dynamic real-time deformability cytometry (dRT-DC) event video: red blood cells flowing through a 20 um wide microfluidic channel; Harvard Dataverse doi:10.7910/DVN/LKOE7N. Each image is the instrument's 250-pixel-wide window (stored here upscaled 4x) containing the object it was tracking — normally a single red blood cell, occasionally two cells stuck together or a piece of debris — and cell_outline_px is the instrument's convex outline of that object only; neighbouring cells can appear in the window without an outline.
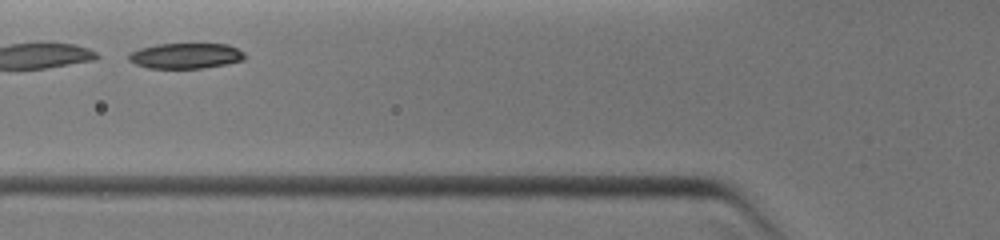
{"species": "common noctule bat (a hibernating species)", "species_latin": "Nyctalus noctula", "temperature_condition": "warm", "stored_images_in_passage": 3, "camera_frame_rate_fps": 3000, "um_per_image_px": 0.085, "animal": {"sex": "female", "body_mass_g": 19.0, "forearm_length_mm": 51.5}, "frame": {"image": 1, "passage_image": 2, "time_ms": 1.0, "image_size_px": [1000, 240], "cell_outline_px": [[244, 60], [224, 64], [200, 68], [148, 68], [136, 64], [128, 60], [128, 52], [140, 48], [156, 44], [228, 44], [244, 52]], "centroid_in_image_um": [15.74, 4.74], "position_along_channel_um": 110.1, "area_um2": 17.17}}